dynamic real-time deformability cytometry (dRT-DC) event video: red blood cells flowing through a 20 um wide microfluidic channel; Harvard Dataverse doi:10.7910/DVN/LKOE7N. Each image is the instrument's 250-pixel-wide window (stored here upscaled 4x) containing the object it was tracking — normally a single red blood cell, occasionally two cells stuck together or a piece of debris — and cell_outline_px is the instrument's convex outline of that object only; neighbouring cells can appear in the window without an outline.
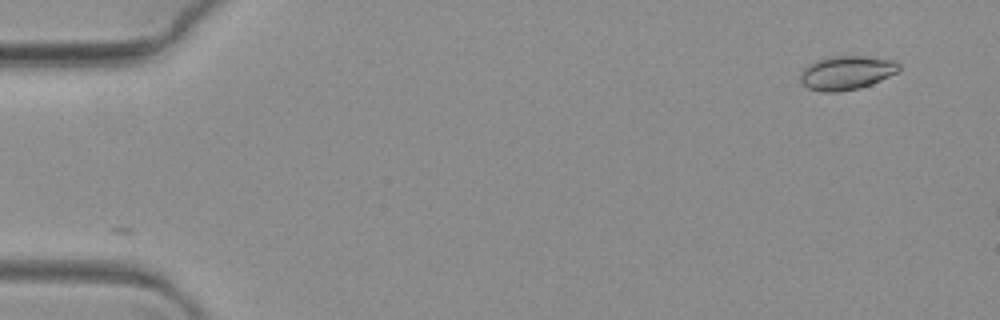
{"species": "common noctule bat (a hibernating species)", "species_latin": "Nyctalus noctula", "temperature_condition": "warm", "stored_images_in_passage": 2, "camera_frame_rate_fps": 3000, "um_per_image_px": 0.085, "animal": {"sex": "female", "body_mass_g": 19.3, "forearm_length_mm": 54.1}, "frame": {"image": 1, "passage_image": 2, "time_ms": 0.333, "image_size_px": [1000, 320], "cell_outline_px": [[900, 68], [896, 72], [872, 84], [860, 88], [840, 92], [820, 92], [808, 88], [800, 80], [800, 72], [808, 64], [816, 60], [832, 56], [864, 56], [892, 60], [900, 64]], "centroid_in_image_um": [71.92, 6.19], "position_along_channel_um": 13.1, "area_um2": 19.48}}